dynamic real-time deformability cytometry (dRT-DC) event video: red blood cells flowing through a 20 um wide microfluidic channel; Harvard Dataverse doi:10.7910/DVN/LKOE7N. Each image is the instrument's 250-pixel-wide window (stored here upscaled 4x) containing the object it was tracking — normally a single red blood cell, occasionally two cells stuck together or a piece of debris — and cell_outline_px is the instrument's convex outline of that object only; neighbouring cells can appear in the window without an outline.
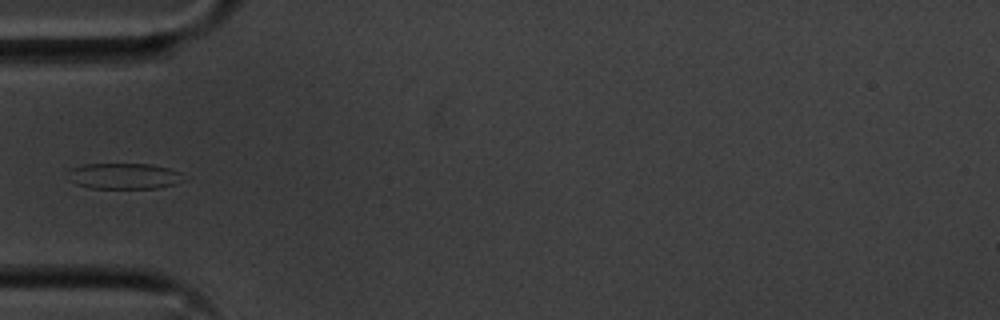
{"species": "common noctule bat (a hibernating species)", "species_latin": "Nyctalus noctula", "temperature_condition": "cold", "stored_images_in_passage": 38, "camera_frame_rate_fps": 3000, "um_per_image_px": 0.085, "animal": {"sex": "male", "body_mass_g": 20.1, "forearm_length_mm": 53.5}, "frame": {"image": 1, "passage_image": 1, "time_ms": 0.0, "image_size_px": [1000, 320], "cell_outline_px": [[180, 172], [176, 184], [160, 188], [92, 188], [76, 184], [68, 180], [72, 168], [84, 164], [152, 164], [168, 168]], "centroid_in_image_um": [10.49, 14.96], "position_along_channel_um": 74.5, "area_um2": 17.11}}
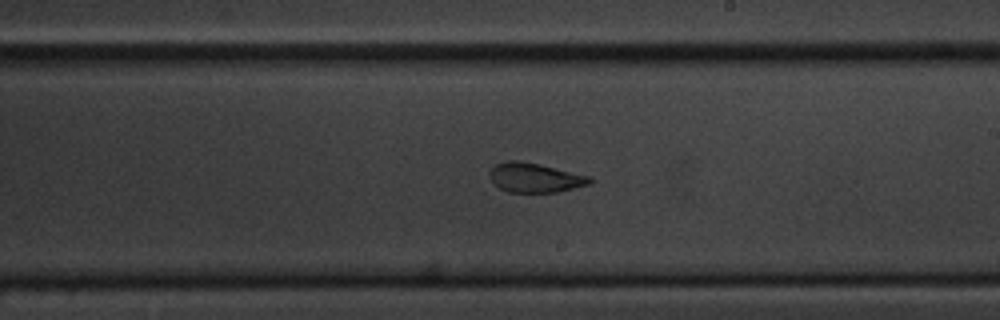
{"frame": {"image": 2, "passage_image": 15, "time_ms": 4.667, "image_size_px": [1000, 320], "cell_outline_px": [[596, 180], [592, 184], [556, 192], [508, 192], [500, 188], [488, 176], [488, 172], [496, 164], [504, 160], [520, 160], [540, 164], [592, 176]], "centroid_in_image_um": [45.52, 15.09], "position_along_channel_um": 243.5, "area_um2": 17.51}}
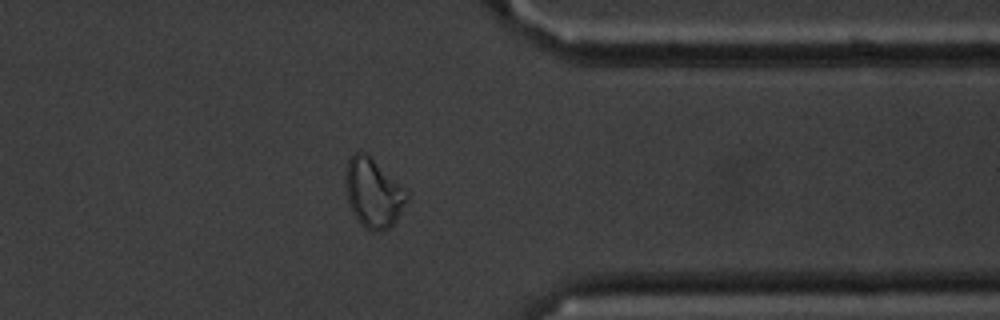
{"frame": {"image": 3, "passage_image": 27, "time_ms": 8.667, "image_size_px": [1000, 320], "cell_outline_px": [[408, 200], [396, 220], [388, 228], [380, 232], [372, 232], [364, 228], [356, 220], [348, 204], [344, 184], [344, 172], [348, 160], [356, 152], [364, 152], [404, 188], [408, 192]], "centroid_in_image_um": [31.68, 16.45], "position_along_channel_um": 379.7, "area_um2": 24.74}}